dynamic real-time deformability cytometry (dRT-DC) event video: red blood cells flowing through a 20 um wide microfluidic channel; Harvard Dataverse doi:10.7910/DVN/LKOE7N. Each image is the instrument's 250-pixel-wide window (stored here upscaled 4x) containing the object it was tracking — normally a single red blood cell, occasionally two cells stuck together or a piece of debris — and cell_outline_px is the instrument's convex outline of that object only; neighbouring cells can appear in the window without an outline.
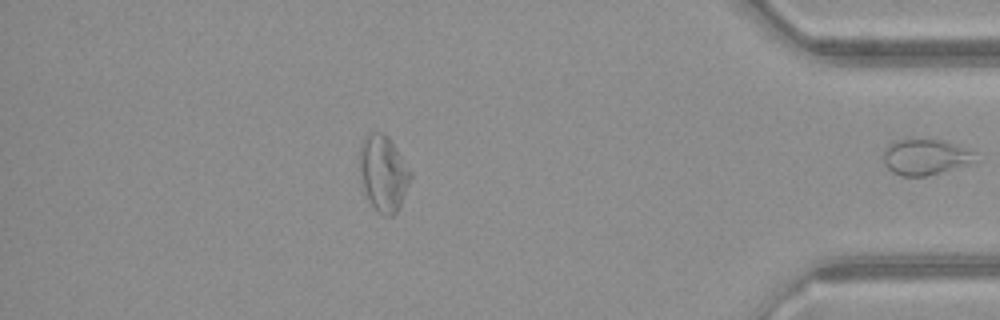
{"species": "common noctule bat (a hibernating species)", "species_latin": "Nyctalus noctula", "temperature_condition": "warm", "stored_images_in_passage": 45, "segment_of_instrument_passage": [2, 2], "camera_frame_rate_fps": 3000, "um_per_image_px": 0.085, "animal": {"sex": "female", "body_mass_g": 21.9}, "frame": {"image": 1, "passage_image": 45, "time_ms": 14.667, "image_size_px": [1000, 320], "cell_outline_px": [[976, 152], [972, 160], [964, 164], [940, 172], [924, 176], [900, 176], [892, 172], [884, 164], [884, 152], [888, 144], [892, 140], [944, 140], [968, 148]], "centroid_in_image_um": [78.6, 13.33], "position_along_channel_um": 356.6, "area_um2": 18.79}}